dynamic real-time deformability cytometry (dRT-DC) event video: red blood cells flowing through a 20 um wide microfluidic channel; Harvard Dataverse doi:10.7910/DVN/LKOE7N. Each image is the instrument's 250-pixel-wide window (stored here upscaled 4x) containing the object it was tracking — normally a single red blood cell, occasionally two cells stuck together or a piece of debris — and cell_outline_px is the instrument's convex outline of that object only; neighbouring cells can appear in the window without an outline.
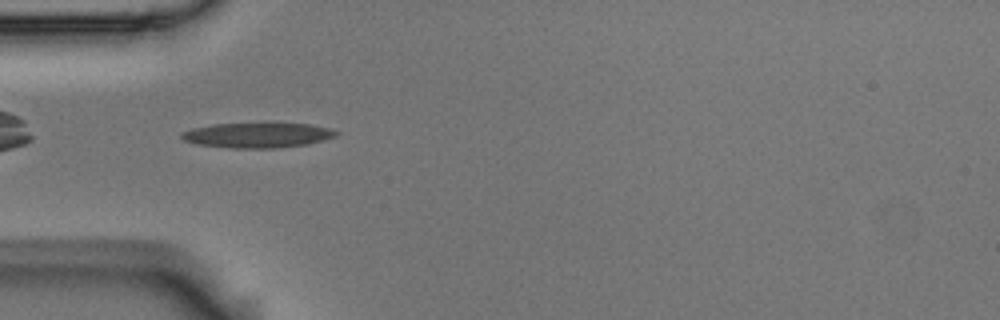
{"species": "Egyptian fruit bat (a non-hibernating species)", "species_latin": "Rousettus aegyptiacus", "temperature_condition": "room temperature", "stored_images_in_passage": 5, "camera_frame_rate_fps": 3000, "um_per_image_px": 0.085, "animal": {"sex": "male"}, "frame": {"image": 1, "passage_image": 4, "time_ms": 1.0, "image_size_px": [1000, 320], "cell_outline_px": [[340, 132], [336, 136], [324, 140], [304, 144], [272, 148], [232, 148], [196, 144], [184, 140], [180, 136], [180, 132], [192, 128], [212, 124], [308, 124], [328, 128]], "centroid_in_image_um": [21.83, 11.49], "position_along_channel_um": 63.2, "area_um2": 22.2}}
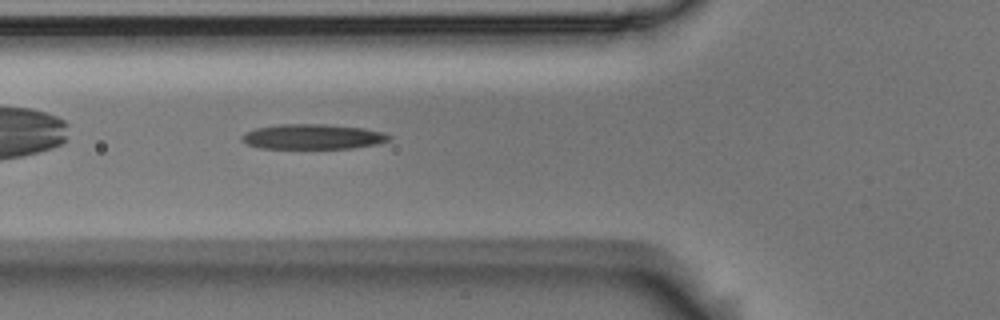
{"frame": {"image": 2, "passage_image": 5, "time_ms": 1.333, "image_size_px": [1000, 320], "cell_outline_px": [[392, 140], [380, 144], [352, 148], [260, 148], [248, 144], [240, 140], [240, 136], [244, 132], [256, 128], [276, 124], [324, 124], [364, 128], [384, 132], [392, 136]], "centroid_in_image_um": [26.61, 11.61], "position_along_channel_um": 99.2, "area_um2": 21.79}}